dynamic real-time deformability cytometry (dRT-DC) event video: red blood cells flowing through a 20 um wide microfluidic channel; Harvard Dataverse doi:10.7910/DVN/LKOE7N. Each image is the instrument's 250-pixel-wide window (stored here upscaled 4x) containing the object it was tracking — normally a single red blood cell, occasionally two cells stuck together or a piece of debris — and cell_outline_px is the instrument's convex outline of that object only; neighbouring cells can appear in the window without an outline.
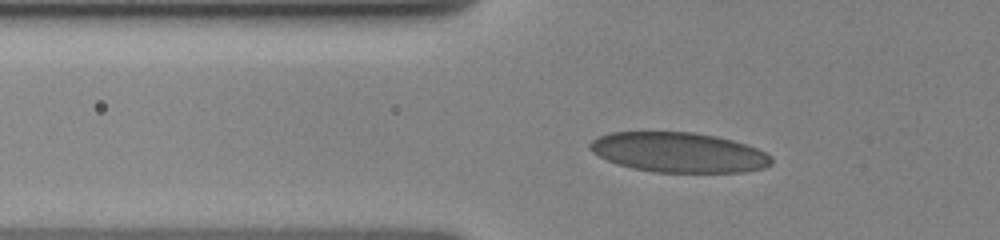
{"species": "human", "species_latin": "Homo sapiens", "temperature_condition": "cold", "stored_images_in_passage": 16, "camera_frame_rate_fps": 3000, "um_per_image_px": 0.085, "donor": {"sex": "female"}, "frame": {"image": 1, "passage_image": 6, "time_ms": 3.667, "image_size_px": [1000, 240], "cell_outline_px": [[772, 164], [764, 168], [744, 172], [652, 172], [632, 168], [616, 164], [592, 152], [588, 148], [588, 144], [596, 136], [612, 132], [692, 132], [716, 136], [732, 140], [756, 148], [772, 156]], "centroid_in_image_um": [57.66, 12.95], "position_along_channel_um": 68.1, "area_um2": 42.37}}
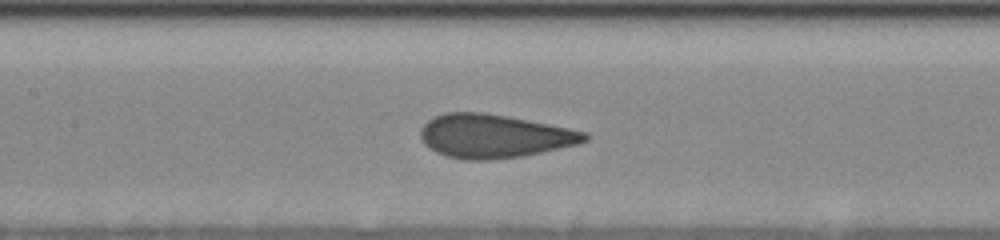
{"frame": {"image": 2, "passage_image": 12, "time_ms": 6.667, "image_size_px": [1000, 240], "cell_outline_px": [[588, 140], [576, 144], [540, 152], [520, 156], [488, 160], [464, 160], [448, 156], [436, 152], [428, 148], [424, 144], [420, 136], [420, 128], [432, 116], [448, 112], [484, 112], [508, 116], [588, 132]], "centroid_in_image_um": [41.94, 11.56], "position_along_channel_um": 165.5, "area_um2": 41.56}}
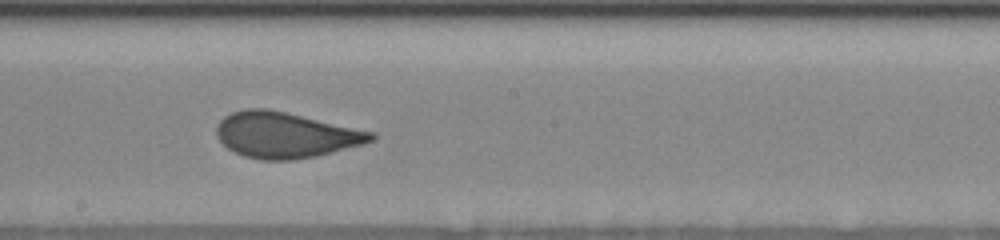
{"frame": {"image": 3, "passage_image": 15, "time_ms": 8.333, "image_size_px": [1000, 240], "cell_outline_px": [[376, 136], [372, 140], [364, 144], [316, 156], [292, 160], [260, 160], [244, 156], [228, 148], [216, 136], [216, 124], [224, 116], [232, 112], [244, 108], [268, 108], [376, 132]], "centroid_in_image_um": [24.26, 11.46], "position_along_channel_um": 223.9, "area_um2": 41.33}}